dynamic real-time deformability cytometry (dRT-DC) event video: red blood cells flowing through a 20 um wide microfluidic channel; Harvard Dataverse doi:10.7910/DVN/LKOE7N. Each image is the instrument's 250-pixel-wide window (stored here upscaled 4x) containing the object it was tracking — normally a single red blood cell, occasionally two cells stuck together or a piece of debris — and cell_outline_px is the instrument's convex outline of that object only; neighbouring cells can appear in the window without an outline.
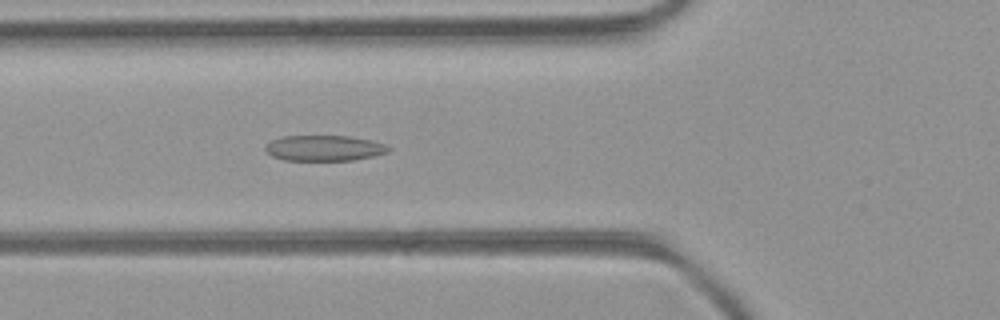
{"species": "common noctule bat (a hibernating species)", "species_latin": "Nyctalus noctula", "temperature_condition": "room temperature", "stored_images_in_passage": 36, "camera_frame_rate_fps": 3000, "um_per_image_px": 0.085, "animal": {"sex": "female", "body_mass_g": 21.9}, "frame": {"image": 1, "passage_image": 4, "time_ms": 1.0, "image_size_px": [1000, 320], "cell_outline_px": [[392, 148], [388, 152], [372, 156], [352, 160], [284, 160], [272, 156], [264, 148], [272, 140], [284, 136], [348, 136], [368, 140], [384, 144]], "centroid_in_image_um": [27.55, 12.59], "position_along_channel_um": 98.2, "area_um2": 18.09}}
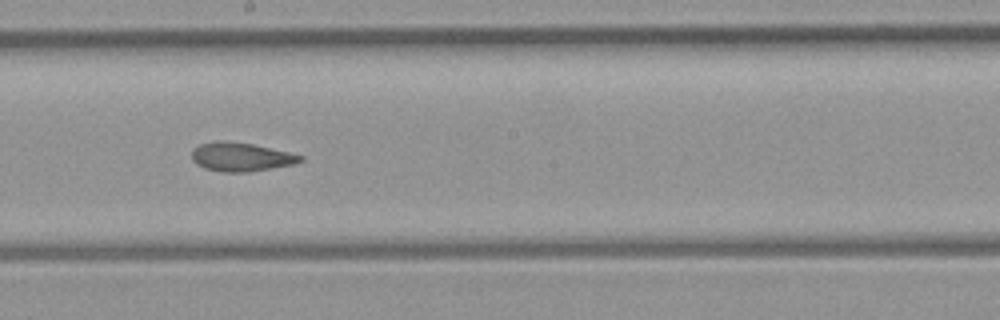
{"frame": {"image": 2, "passage_image": 13, "time_ms": 4.0, "image_size_px": [1000, 320], "cell_outline_px": [[304, 160], [292, 164], [248, 172], [220, 172], [204, 168], [196, 164], [192, 160], [192, 152], [200, 144], [216, 140], [224, 140], [252, 144], [288, 152], [304, 156]], "centroid_in_image_um": [20.45, 13.34], "position_along_channel_um": 227.7, "area_um2": 18.09}}
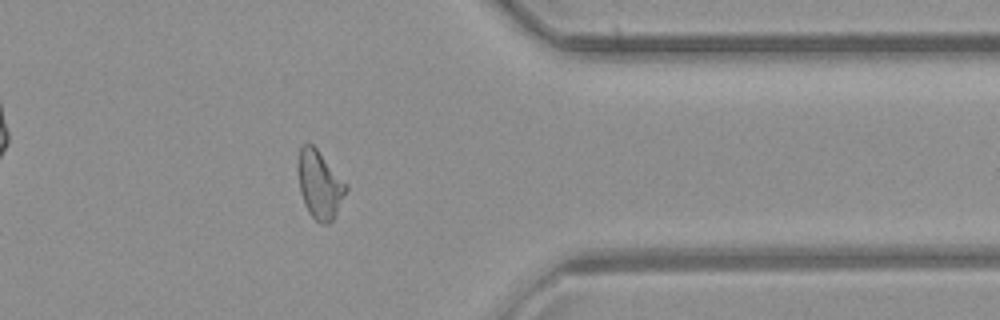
{"frame": {"image": 3, "passage_image": 25, "time_ms": 8.0, "image_size_px": [1000, 320], "cell_outline_px": [[348, 188], [336, 216], [328, 224], [320, 224], [308, 212], [304, 204], [300, 192], [296, 168], [300, 148], [304, 144], [312, 144], [316, 148], [348, 184]], "centroid_in_image_um": [27.17, 15.71], "position_along_channel_um": 384.2, "area_um2": 19.31}, "authors_computed_cell_mechanics": {"area_um2": 18.4093, "velocity_mm_per_s": 4.295, "shape_relaxation_time_tau1_ms": null, "shape_relaxation_time_tau2_ms": 2.1109, "deformation_change_tau1": null, "deformation_change_tau2": 0.0855}}